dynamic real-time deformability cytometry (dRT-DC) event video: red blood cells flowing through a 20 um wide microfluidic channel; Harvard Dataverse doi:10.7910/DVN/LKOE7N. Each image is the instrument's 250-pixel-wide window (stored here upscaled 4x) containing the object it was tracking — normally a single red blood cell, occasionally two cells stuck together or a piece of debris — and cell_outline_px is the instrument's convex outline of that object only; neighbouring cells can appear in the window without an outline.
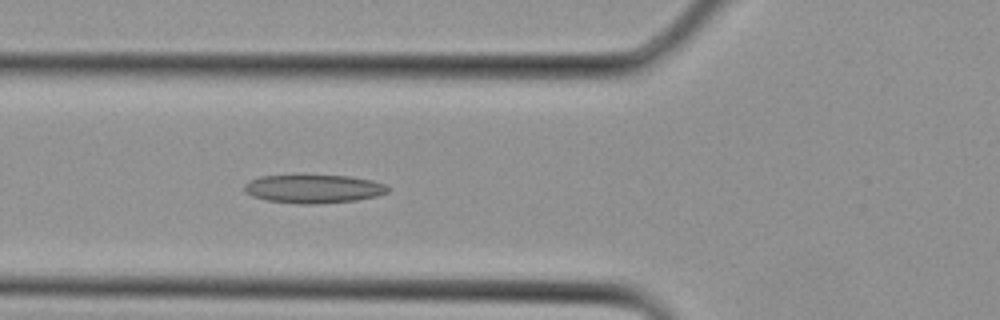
{"species": "Egyptian fruit bat (a non-hibernating species)", "species_latin": "Rousettus aegyptiacus", "temperature_condition": "cold", "stored_images_in_passage": 7, "camera_frame_rate_fps": 3000, "um_per_image_px": 0.085, "animal": {"sex": "female"}, "frame": {"image": 1, "passage_image": 7, "time_ms": 2.0, "image_size_px": [1000, 320], "cell_outline_px": [[388, 192], [376, 196], [356, 200], [316, 204], [300, 204], [268, 200], [252, 196], [244, 192], [244, 184], [248, 180], [260, 176], [348, 176], [372, 180], [384, 184], [388, 188]], "centroid_in_image_um": [26.62, 16.06], "position_along_channel_um": 99.2, "area_um2": 23.58}}